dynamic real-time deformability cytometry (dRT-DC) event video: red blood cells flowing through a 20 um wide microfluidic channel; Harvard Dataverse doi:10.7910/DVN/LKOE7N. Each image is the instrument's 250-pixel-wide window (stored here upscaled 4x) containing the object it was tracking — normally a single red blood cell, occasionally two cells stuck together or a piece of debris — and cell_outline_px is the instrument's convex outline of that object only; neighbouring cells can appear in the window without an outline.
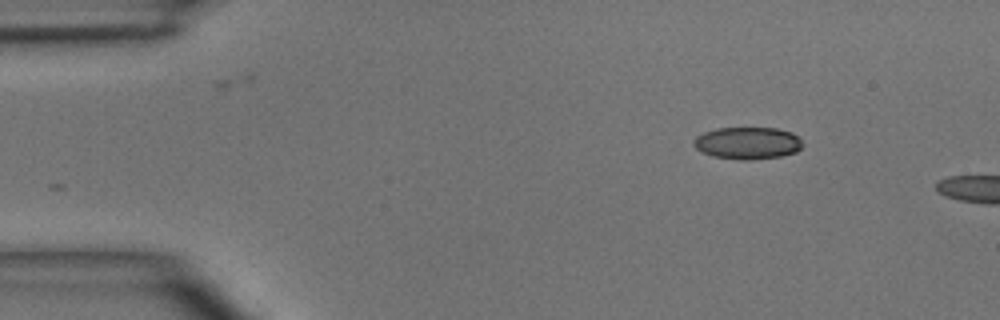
{"species": "common noctule bat (a hibernating species)", "species_latin": "Nyctalus noctula", "temperature_condition": "room temperature", "stored_images_in_passage": 4, "camera_frame_rate_fps": 3000, "um_per_image_px": 0.085, "animal": {"sex": "male", "body_mass_g": 15.6}, "frame": {"image": 1, "passage_image": 4, "time_ms": 3.667, "image_size_px": [1000, 320], "cell_outline_px": [[804, 144], [796, 152], [780, 156], [752, 160], [740, 160], [712, 156], [696, 148], [692, 144], [692, 140], [696, 136], [704, 132], [716, 128], [776, 128], [792, 132]], "centroid_in_image_um": [63.52, 12.16], "position_along_channel_um": 21.5, "area_um2": 20.46}}